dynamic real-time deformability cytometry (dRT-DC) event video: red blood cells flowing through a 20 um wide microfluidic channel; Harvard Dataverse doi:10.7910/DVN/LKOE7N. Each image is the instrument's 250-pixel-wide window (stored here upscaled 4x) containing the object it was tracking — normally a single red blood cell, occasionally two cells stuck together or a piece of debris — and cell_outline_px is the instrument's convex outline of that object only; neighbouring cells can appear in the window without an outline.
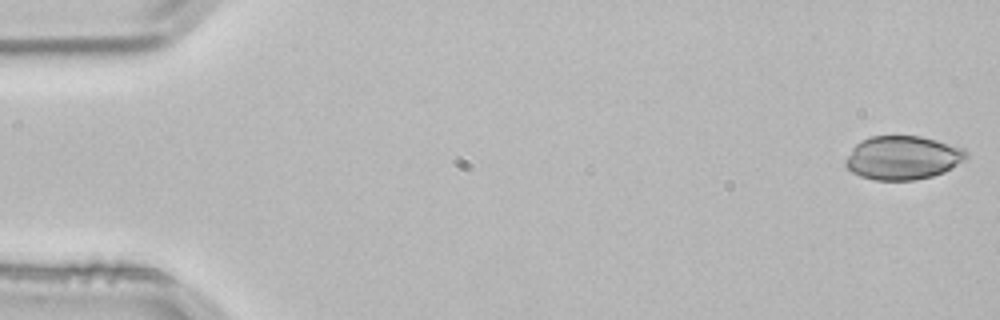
{"species": "common noctule bat (a hibernating species)", "species_latin": "Nyctalus noctula", "temperature_condition": "room temperature", "stored_images_in_passage": 15, "camera_frame_rate_fps": 3000, "um_per_image_px": 0.085, "animal": {"sex": "male", "body_mass_g": 21.5, "forearm_length_mm": 52.0}, "frame": {"image": 1, "passage_image": 1, "time_ms": 0.0, "image_size_px": [1000, 320], "cell_outline_px": [[968, 160], [944, 172], [932, 176], [916, 180], [876, 180], [860, 176], [852, 172], [844, 164], [844, 160], [852, 148], [860, 140], [872, 136], [920, 136], [936, 140], [964, 148], [968, 152]], "centroid_in_image_um": [76.75, 13.41], "position_along_channel_um": 8.2, "area_um2": 31.04}}